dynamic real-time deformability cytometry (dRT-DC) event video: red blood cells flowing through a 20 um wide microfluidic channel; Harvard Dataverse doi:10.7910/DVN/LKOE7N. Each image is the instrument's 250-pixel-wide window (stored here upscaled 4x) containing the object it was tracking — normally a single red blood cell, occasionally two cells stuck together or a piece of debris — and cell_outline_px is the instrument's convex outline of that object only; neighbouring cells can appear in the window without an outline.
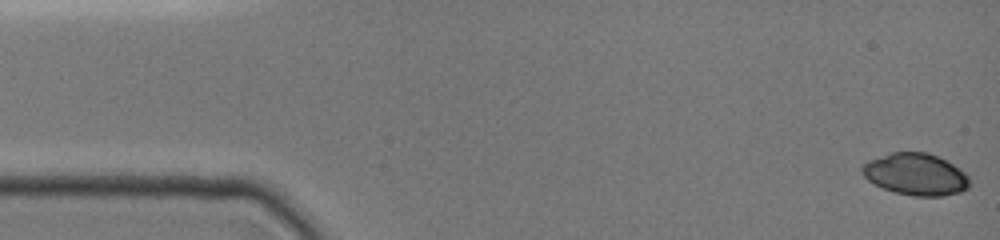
{"species": "common noctule bat (a hibernating species)", "species_latin": "Nyctalus noctula", "temperature_condition": "cold", "stored_images_in_passage": 48, "camera_frame_rate_fps": 3000, "um_per_image_px": 0.085, "animal": {"sex": "female", "body_mass_g": 19.0, "forearm_length_mm": 51.5}, "frame": {"image": 1, "passage_image": 1, "time_ms": 0.0, "image_size_px": [1000, 240], "cell_outline_px": [[968, 188], [960, 192], [944, 196], [916, 196], [896, 192], [884, 188], [868, 180], [860, 172], [860, 168], [868, 160], [892, 152], [928, 152], [960, 168], [968, 176]], "centroid_in_image_um": [77.82, 14.81], "position_along_channel_um": 7.2, "area_um2": 26.01}}
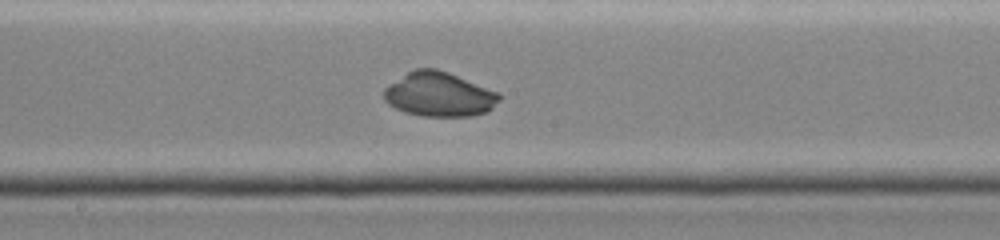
{"frame": {"image": 2, "passage_image": 26, "time_ms": 8.333, "image_size_px": [1000, 240], "cell_outline_px": [[500, 100], [488, 112], [472, 116], [420, 116], [404, 112], [388, 104], [384, 100], [384, 88], [408, 72], [416, 68], [436, 68], [448, 72], [500, 92]], "centroid_in_image_um": [37.35, 8.03], "position_along_channel_um": 210.9, "area_um2": 29.94}}
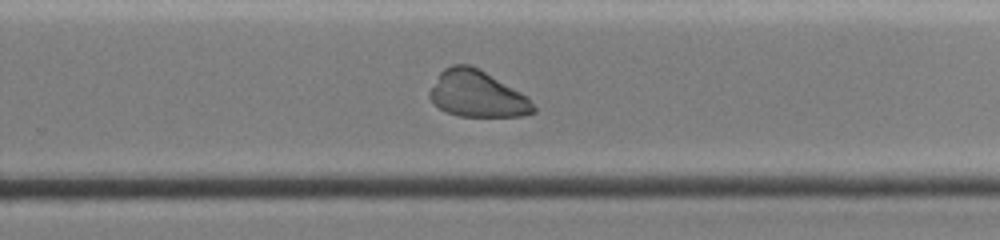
{"frame": {"image": 3, "passage_image": 32, "time_ms": 10.333, "image_size_px": [1000, 240], "cell_outline_px": [[536, 112], [524, 116], [460, 116], [448, 112], [440, 108], [428, 96], [428, 92], [440, 72], [444, 68], [452, 64], [468, 64], [484, 72], [528, 96], [536, 108]], "centroid_in_image_um": [40.57, 7.99], "position_along_channel_um": 289.2, "area_um2": 27.8}, "authors_computed_cell_mechanics": {"area_um2": 29.8537, "velocity_mm_per_s": 3.9325, "shape_relaxation_time_tau1_ms": 3.2758, "shape_relaxation_time_tau2_ms": null, "deformation_change_tau1": 0.2126, "deformation_change_tau2": null}}